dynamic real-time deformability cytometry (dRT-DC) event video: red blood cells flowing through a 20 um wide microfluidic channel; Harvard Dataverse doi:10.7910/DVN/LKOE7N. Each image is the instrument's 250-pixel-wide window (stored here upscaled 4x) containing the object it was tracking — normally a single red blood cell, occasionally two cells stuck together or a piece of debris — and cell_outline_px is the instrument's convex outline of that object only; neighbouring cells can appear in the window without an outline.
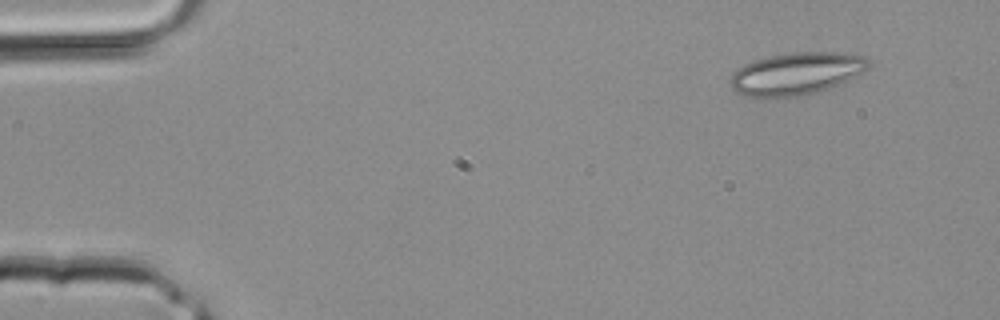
{"species": "common noctule bat (a hibernating species)", "species_latin": "Nyctalus noctula", "temperature_condition": "room temperature", "stored_images_in_passage": 2, "camera_frame_rate_fps": 3000, "um_per_image_px": 0.085, "animal": {"sex": "male", "body_mass_g": 20.4}, "frame": {"image": 1, "passage_image": 1, "time_ms": 0.0, "image_size_px": [1000, 320], "cell_outline_px": [[872, 60], [868, 68], [828, 88], [816, 92], [796, 96], [756, 100], [736, 92], [728, 84], [728, 80], [744, 64], [756, 60], [772, 56], [792, 52], [836, 52], [864, 56]], "centroid_in_image_um": [67.62, 6.28], "position_along_channel_um": 17.4, "area_um2": 34.04}}